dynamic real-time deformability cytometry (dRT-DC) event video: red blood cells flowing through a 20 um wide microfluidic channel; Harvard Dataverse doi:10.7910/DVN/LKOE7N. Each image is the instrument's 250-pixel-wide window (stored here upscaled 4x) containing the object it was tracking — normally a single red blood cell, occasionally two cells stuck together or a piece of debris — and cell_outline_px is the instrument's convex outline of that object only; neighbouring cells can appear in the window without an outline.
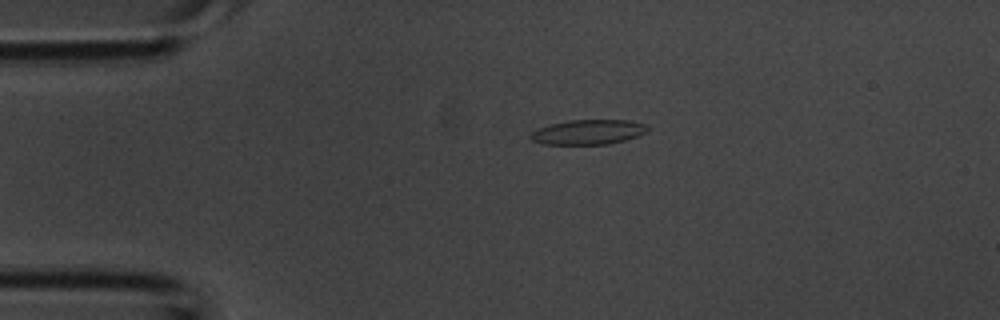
{"species": "common noctule bat (a hibernating species)", "species_latin": "Nyctalus noctula", "temperature_condition": "room temperature", "stored_images_in_passage": 35, "camera_frame_rate_fps": 3000, "um_per_image_px": 0.085, "animal": {"sex": "male", "body_mass_g": 20.1, "forearm_length_mm": 53.5}, "frame": {"image": 1, "passage_image": 1, "time_ms": 0.0, "image_size_px": [1000, 320], "cell_outline_px": [[648, 128], [644, 132], [636, 136], [624, 140], [608, 144], [540, 144], [532, 140], [528, 136], [532, 132], [548, 124], [568, 120], [628, 120], [648, 124]], "centroid_in_image_um": [49.96, 11.22], "position_along_channel_um": 35.0, "area_um2": 16.88}}
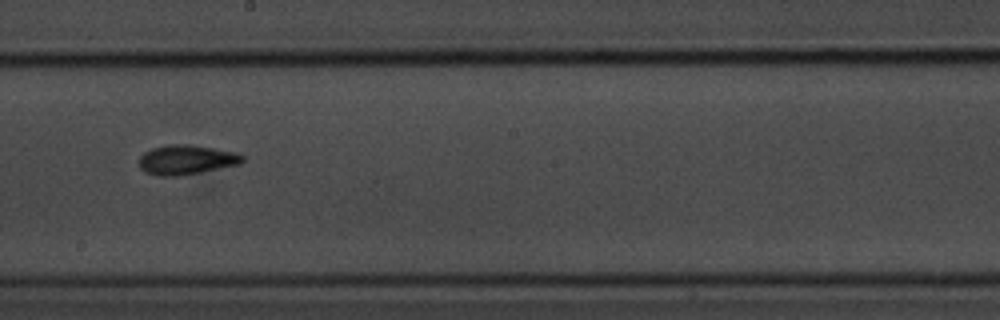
{"frame": {"image": 2, "passage_image": 16, "time_ms": 5.0, "image_size_px": [1000, 320], "cell_outline_px": [[244, 160], [240, 164], [180, 176], [156, 176], [144, 172], [140, 168], [140, 156], [144, 152], [152, 148], [168, 144], [192, 144], [236, 152], [244, 156]], "centroid_in_image_um": [15.83, 13.57], "position_along_channel_um": 232.4, "area_um2": 17.98}}
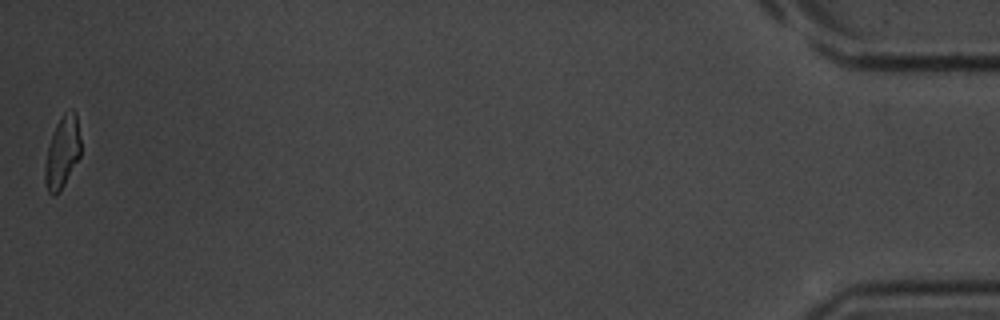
{"frame": {"image": 3, "passage_image": 35, "time_ms": 11.333, "image_size_px": [1000, 320], "cell_outline_px": [[80, 156], [60, 192], [56, 196], [52, 196], [48, 192], [44, 180], [44, 164], [48, 148], [56, 124], [60, 116], [64, 112], [72, 108], [76, 112], [80, 140]], "centroid_in_image_um": [5.28, 12.96], "position_along_channel_um": 429.9, "area_um2": 15.09}}